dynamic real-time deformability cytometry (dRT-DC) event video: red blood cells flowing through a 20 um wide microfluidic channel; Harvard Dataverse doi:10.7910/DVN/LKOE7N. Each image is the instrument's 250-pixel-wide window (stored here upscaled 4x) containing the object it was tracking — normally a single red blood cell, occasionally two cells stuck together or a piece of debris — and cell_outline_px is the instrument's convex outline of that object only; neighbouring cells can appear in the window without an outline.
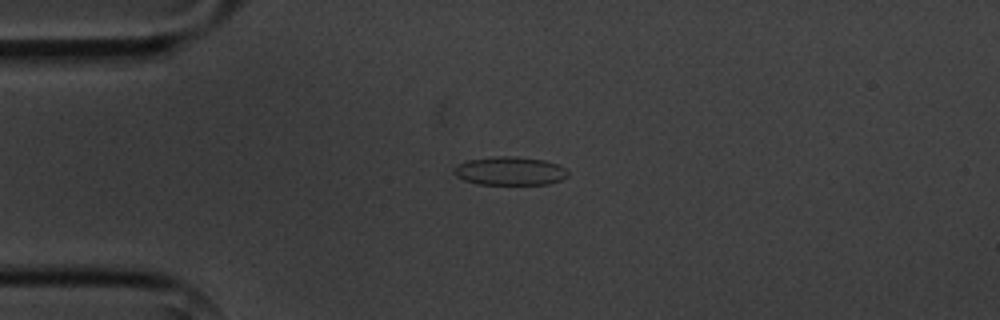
{"species": "common noctule bat (a hibernating species)", "species_latin": "Nyctalus noctula", "temperature_condition": "cold", "stored_images_in_passage": 2, "camera_frame_rate_fps": 3000, "um_per_image_px": 0.085, "animal": {"sex": "male", "body_mass_g": 20.1, "forearm_length_mm": 53.5}, "frame": {"image": 1, "passage_image": 1, "time_ms": 0.0, "image_size_px": [1000, 320], "cell_outline_px": [[568, 176], [560, 180], [548, 184], [480, 184], [464, 180], [456, 176], [452, 172], [452, 168], [456, 164], [468, 160], [496, 156], [516, 156], [544, 160], [556, 164], [564, 168], [568, 172]], "centroid_in_image_um": [43.3, 14.53], "position_along_channel_um": 41.7, "area_um2": 18.96}}